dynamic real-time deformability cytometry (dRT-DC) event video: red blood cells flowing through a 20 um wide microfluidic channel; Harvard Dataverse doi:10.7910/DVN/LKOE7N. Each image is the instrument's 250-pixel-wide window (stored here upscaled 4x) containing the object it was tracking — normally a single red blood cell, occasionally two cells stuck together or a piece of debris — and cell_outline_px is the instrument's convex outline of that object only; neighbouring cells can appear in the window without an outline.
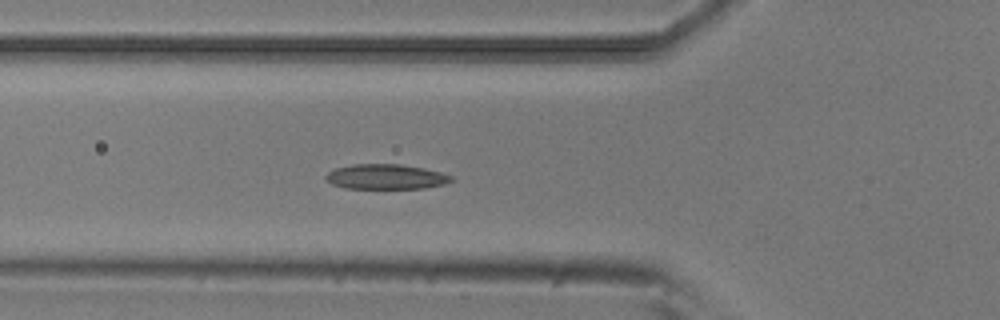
{"species": "common noctule bat (a hibernating species)", "species_latin": "Nyctalus noctula", "temperature_condition": "room temperature", "stored_images_in_passage": 19, "camera_frame_rate_fps": 3000, "um_per_image_px": 0.085, "animal": {"sex": "male", "body_mass_g": 20.5, "forearm_length_mm": 52.5}, "frame": {"image": 1, "passage_image": 18, "time_ms": 5.667, "image_size_px": [1000, 320], "cell_outline_px": [[456, 180], [444, 184], [424, 188], [344, 188], [332, 184], [324, 176], [328, 172], [336, 168], [352, 164], [400, 164], [424, 168], [440, 172], [452, 176]], "centroid_in_image_um": [32.82, 15.02], "position_along_channel_um": 93.0, "area_um2": 18.26}}